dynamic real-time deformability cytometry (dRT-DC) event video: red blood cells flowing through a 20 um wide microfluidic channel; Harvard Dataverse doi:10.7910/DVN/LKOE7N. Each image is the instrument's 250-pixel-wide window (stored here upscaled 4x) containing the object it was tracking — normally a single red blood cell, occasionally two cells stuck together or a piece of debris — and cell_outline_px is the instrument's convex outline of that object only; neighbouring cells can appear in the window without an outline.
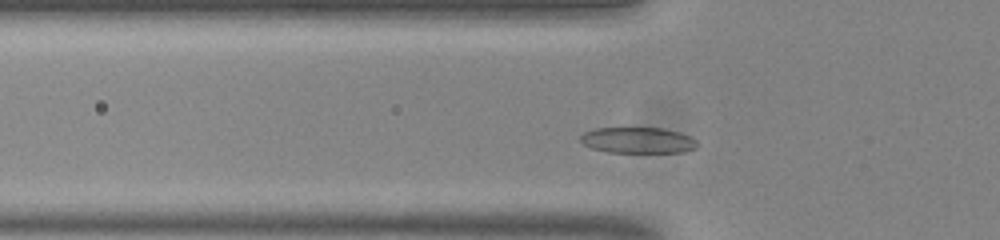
{"species": "common noctule bat (a hibernating species)", "species_latin": "Nyctalus noctula", "temperature_condition": "room temperature", "stored_images_in_passage": 46, "camera_frame_rate_fps": 3000, "um_per_image_px": 0.085, "animal": {"sex": "male", "body_mass_g": 20.0, "forearm_length_mm": 53.3}, "frame": {"image": 1, "passage_image": 9, "time_ms": 2.667, "image_size_px": [1000, 240], "cell_outline_px": [[700, 144], [696, 148], [684, 152], [608, 152], [592, 148], [584, 144], [580, 140], [580, 136], [584, 132], [596, 128], [664, 128], [680, 132], [696, 140]], "centroid_in_image_um": [54.24, 11.92], "position_along_channel_um": 71.6, "area_um2": 17.69}}
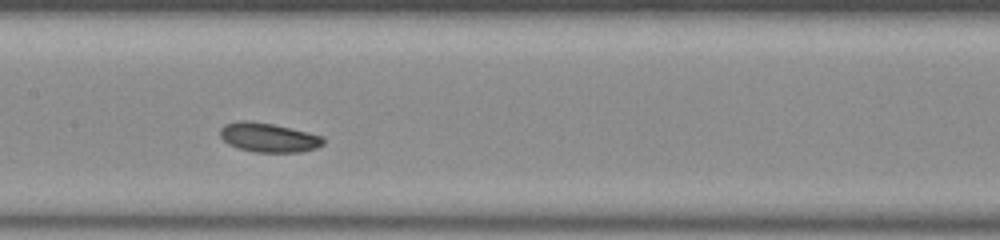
{"frame": {"image": 2, "passage_image": 18, "time_ms": 5.667, "image_size_px": [1000, 240], "cell_outline_px": [[324, 144], [316, 148], [300, 152], [256, 152], [236, 148], [228, 144], [220, 136], [220, 128], [224, 124], [240, 120], [248, 120], [272, 124], [324, 136]], "centroid_in_image_um": [22.8, 11.69], "position_along_channel_um": 184.6, "area_um2": 17.63}}
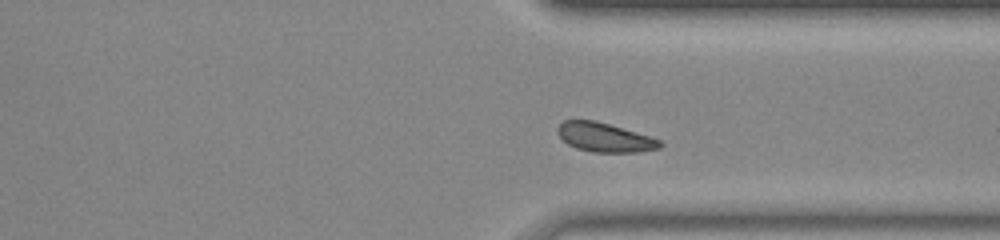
{"frame": {"image": 3, "passage_image": 32, "time_ms": 10.333, "image_size_px": [1000, 240], "cell_outline_px": [[664, 144], [660, 148], [636, 152], [592, 152], [576, 148], [568, 144], [556, 132], [556, 128], [564, 120], [596, 120], [648, 136], [660, 140]], "centroid_in_image_um": [51.37, 11.68], "position_along_channel_um": 360.0, "area_um2": 17.22}, "authors_computed_cell_mechanics": {"area_um2": 17.7735, "velocity_mm_per_s": 3.7569, "shape_relaxation_time_tau1_ms": 2.0941, "shape_relaxation_time_tau2_ms": null, "deformation_change_tau1": 0.0429, "deformation_change_tau2": null}}